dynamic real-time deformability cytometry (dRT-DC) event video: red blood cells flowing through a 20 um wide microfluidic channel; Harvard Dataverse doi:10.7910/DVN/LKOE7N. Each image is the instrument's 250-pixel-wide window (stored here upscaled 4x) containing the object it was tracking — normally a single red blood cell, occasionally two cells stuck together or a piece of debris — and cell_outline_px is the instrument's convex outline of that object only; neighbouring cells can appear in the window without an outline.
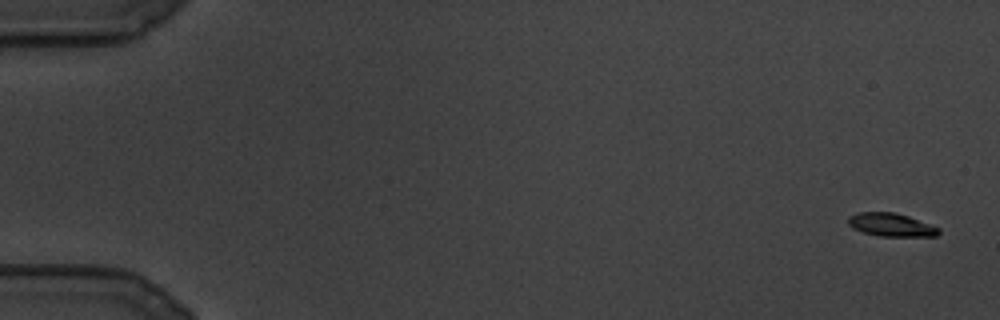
{"species": "common noctule bat (a hibernating species)", "species_latin": "Nyctalus noctula", "temperature_condition": "cold", "stored_images_in_passage": 110, "camera_frame_rate_fps": 3000, "um_per_image_px": 0.085, "animal": {"sex": "male", "body_mass_g": 19.5, "forearm_length_mm": 54.6}, "frame": {"image": 1, "passage_image": 1, "time_ms": 0.0, "image_size_px": [1000, 320], "cell_outline_px": [[940, 232], [936, 236], [880, 236], [864, 232], [852, 228], [848, 224], [848, 216], [860, 212], [896, 212], [908, 216], [940, 228]], "centroid_in_image_um": [75.74, 19.1], "position_along_channel_um": 9.3, "area_um2": 12.2}}
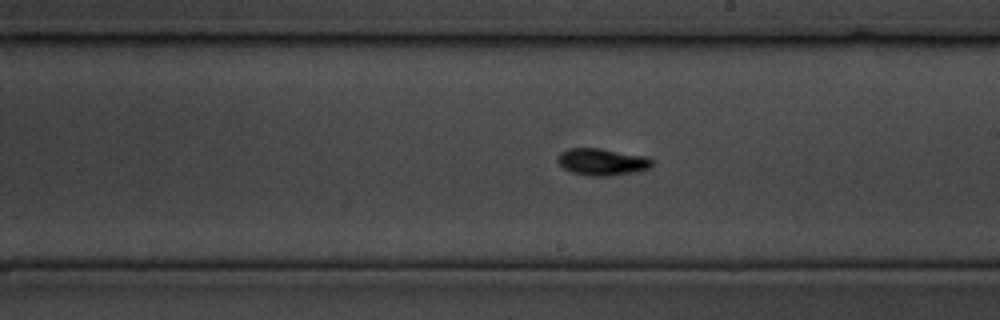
{"frame": {"image": 2, "passage_image": 63, "time_ms": 20.667, "image_size_px": [1000, 320], "cell_outline_px": [[652, 164], [648, 168], [632, 172], [608, 176], [584, 176], [568, 172], [556, 160], [556, 156], [560, 152], [568, 148], [600, 148], [648, 156], [652, 160]], "centroid_in_image_um": [51.11, 13.75], "position_along_channel_um": 237.9, "area_um2": 15.03}}
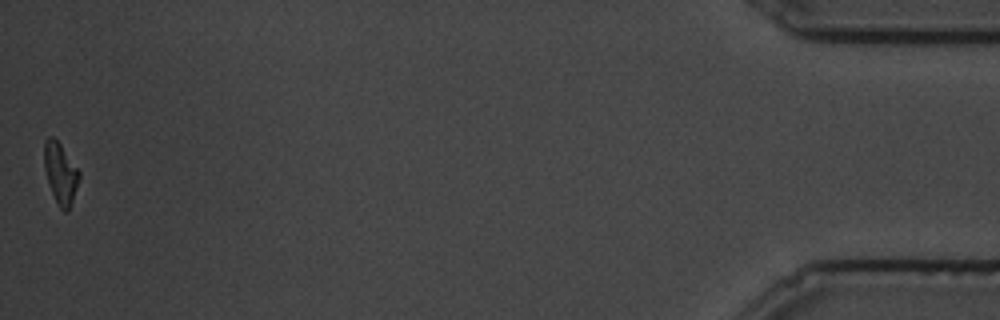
{"frame": {"image": 3, "passage_image": 109, "time_ms": 36.0, "image_size_px": [1000, 320], "cell_outline_px": [[80, 176], [68, 212], [64, 212], [60, 208], [52, 192], [44, 168], [44, 140], [48, 136], [52, 136], [60, 144], [80, 172]], "centroid_in_image_um": [5.13, 14.7], "position_along_channel_um": 430.1, "area_um2": 12.14}}